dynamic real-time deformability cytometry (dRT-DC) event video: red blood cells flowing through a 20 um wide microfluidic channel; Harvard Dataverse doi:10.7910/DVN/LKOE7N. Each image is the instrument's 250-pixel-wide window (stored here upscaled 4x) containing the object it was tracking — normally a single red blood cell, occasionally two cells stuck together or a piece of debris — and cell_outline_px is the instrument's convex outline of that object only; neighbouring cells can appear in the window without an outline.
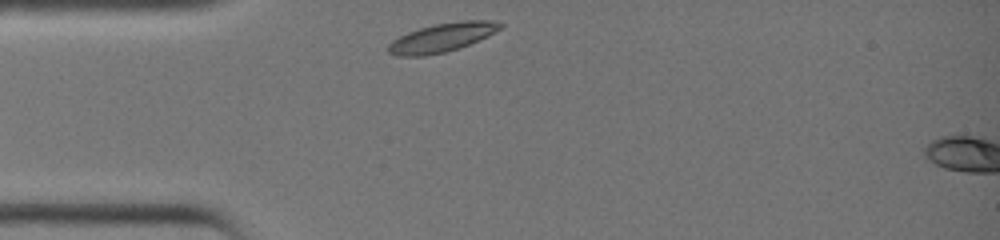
{"species": "common noctule bat (a hibernating species)", "species_latin": "Nyctalus noctula", "temperature_condition": "warm", "stored_images_in_passage": 2, "camera_frame_rate_fps": 3000, "um_per_image_px": 0.085, "animal": {"sex": "female", "body_mass_g": 19.0, "forearm_length_mm": 51.5}, "frame": {"image": 1, "passage_image": 1, "time_ms": 0.0, "image_size_px": [1000, 240], "cell_outline_px": [[504, 24], [496, 32], [488, 36], [460, 48], [444, 52], [424, 56], [396, 56], [388, 52], [388, 44], [392, 40], [408, 32], [432, 24], [460, 20], [492, 20]], "centroid_in_image_um": [37.58, 3.18], "position_along_channel_um": 47.4, "area_um2": 18.9}}